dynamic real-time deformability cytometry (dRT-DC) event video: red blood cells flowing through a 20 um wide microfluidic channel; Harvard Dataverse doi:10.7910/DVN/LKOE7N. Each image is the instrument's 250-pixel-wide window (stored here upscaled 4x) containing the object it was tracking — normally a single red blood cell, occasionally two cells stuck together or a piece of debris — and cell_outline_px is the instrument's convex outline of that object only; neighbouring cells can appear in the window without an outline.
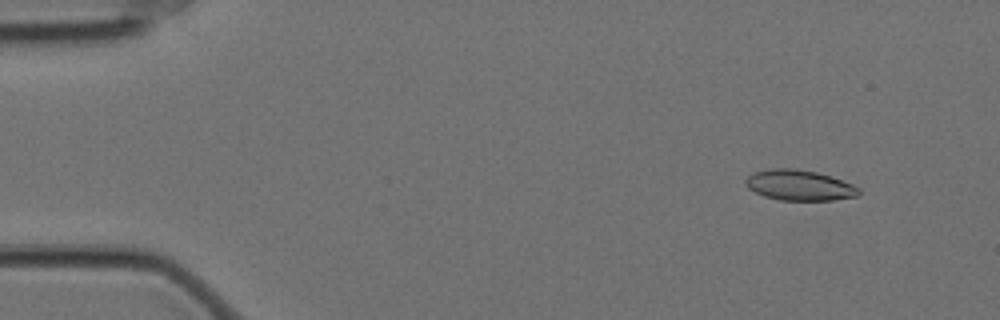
{"species": "Egyptian fruit bat (a non-hibernating species)", "species_latin": "Rousettus aegyptiacus", "temperature_condition": "cold", "stored_images_in_passage": 53, "camera_frame_rate_fps": 3000, "um_per_image_px": 0.085, "animal": {"sex": "female"}, "frame": {"image": 1, "passage_image": 1, "time_ms": 0.0, "image_size_px": [1000, 320], "cell_outline_px": [[860, 196], [832, 200], [780, 200], [764, 196], [748, 188], [744, 184], [744, 180], [752, 172], [768, 168], [796, 168], [816, 172], [832, 176], [852, 184], [860, 188]], "centroid_in_image_um": [67.94, 15.73], "position_along_channel_um": 17.1, "area_um2": 20.4}}
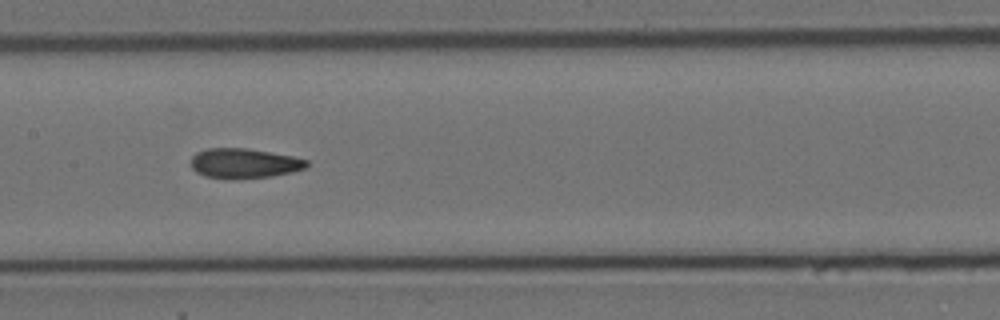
{"frame": {"image": 2, "passage_image": 24, "time_ms": 7.667, "image_size_px": [1000, 320], "cell_outline_px": [[308, 168], [292, 172], [272, 176], [236, 180], [204, 176], [196, 172], [192, 168], [192, 156], [196, 152], [208, 148], [248, 148], [292, 156], [308, 160]], "centroid_in_image_um": [20.76, 13.89], "position_along_channel_um": 186.6, "area_um2": 20.4}}
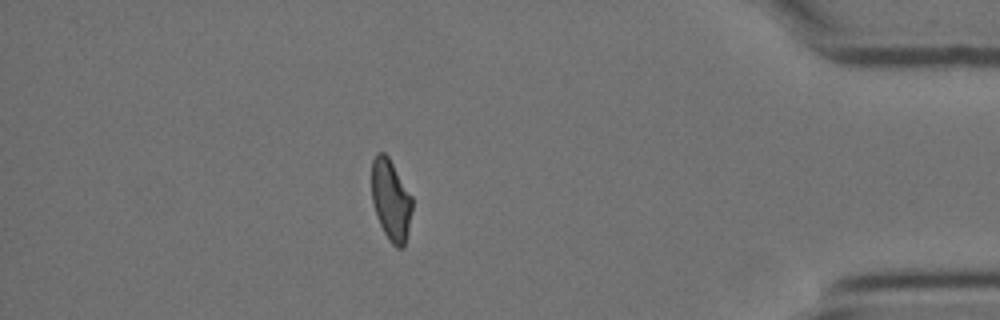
{"frame": {"image": 3, "passage_image": 46, "time_ms": 15.0, "image_size_px": [1000, 320], "cell_outline_px": [[412, 208], [408, 228], [404, 244], [400, 248], [396, 248], [388, 240], [376, 216], [372, 200], [372, 160], [376, 152], [384, 152], [388, 156], [412, 196]], "centroid_in_image_um": [33.21, 16.98], "position_along_channel_um": 402.0, "area_um2": 19.02}, "authors_computed_cell_mechanics": {"area_um2": 20.23, "velocity_mm_per_s": 3.5015, "shape_relaxation_time_tau1_ms": 8.8989, "shape_relaxation_time_tau2_ms": 1.6803, "deformation_change_tau1": 0.2054, "deformation_change_tau2": 0.0833}}